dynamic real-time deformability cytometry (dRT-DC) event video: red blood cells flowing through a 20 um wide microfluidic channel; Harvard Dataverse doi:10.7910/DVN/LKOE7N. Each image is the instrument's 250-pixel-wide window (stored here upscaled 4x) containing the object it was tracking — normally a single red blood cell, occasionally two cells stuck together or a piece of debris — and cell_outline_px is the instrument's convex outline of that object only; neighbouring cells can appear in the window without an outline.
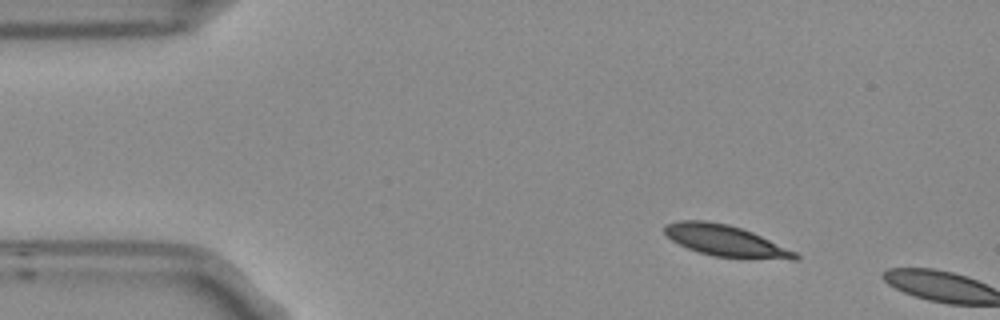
{"species": "Egyptian fruit bat (a non-hibernating species)", "species_latin": "Rousettus aegyptiacus", "temperature_condition": "room temperature", "stored_images_in_passage": 2, "camera_frame_rate_fps": 3000, "um_per_image_px": 0.085, "frame": {"image": 1, "passage_image": 1, "time_ms": 0.0, "image_size_px": [1000, 320], "cell_outline_px": [[800, 256], [796, 260], [792, 260], [712, 256], [688, 248], [672, 240], [664, 232], [664, 228], [668, 224], [680, 220], [704, 220], [728, 224], [752, 232], [796, 252]], "centroid_in_image_um": [61.68, 20.46], "position_along_channel_um": 23.3, "area_um2": 23.41}}